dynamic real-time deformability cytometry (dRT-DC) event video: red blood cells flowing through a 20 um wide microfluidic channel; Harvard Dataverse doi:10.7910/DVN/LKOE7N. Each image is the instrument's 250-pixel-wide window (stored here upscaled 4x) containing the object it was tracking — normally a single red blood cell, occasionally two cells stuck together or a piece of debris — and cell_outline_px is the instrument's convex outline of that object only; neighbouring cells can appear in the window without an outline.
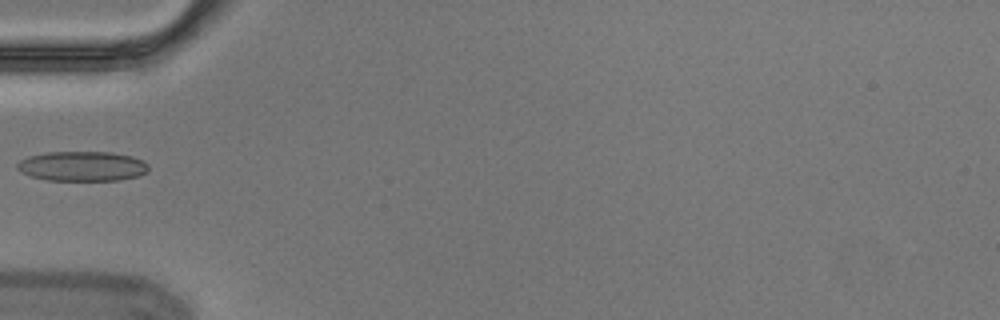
{"species": "Egyptian fruit bat (a non-hibernating species)", "species_latin": "Rousettus aegyptiacus", "temperature_condition": "cold", "stored_images_in_passage": 3, "camera_frame_rate_fps": 3000, "um_per_image_px": 0.085, "animal": {"sex": "male"}, "frame": {"image": 1, "passage_image": 2, "time_ms": 0.333, "image_size_px": [1000, 320], "cell_outline_px": [[148, 172], [140, 176], [120, 180], [48, 180], [28, 176], [16, 168], [16, 164], [20, 160], [28, 156], [48, 152], [112, 152], [132, 156], [144, 160], [148, 164]], "centroid_in_image_um": [7.01, 14.13], "position_along_channel_um": 78.0, "area_um2": 23.06}}